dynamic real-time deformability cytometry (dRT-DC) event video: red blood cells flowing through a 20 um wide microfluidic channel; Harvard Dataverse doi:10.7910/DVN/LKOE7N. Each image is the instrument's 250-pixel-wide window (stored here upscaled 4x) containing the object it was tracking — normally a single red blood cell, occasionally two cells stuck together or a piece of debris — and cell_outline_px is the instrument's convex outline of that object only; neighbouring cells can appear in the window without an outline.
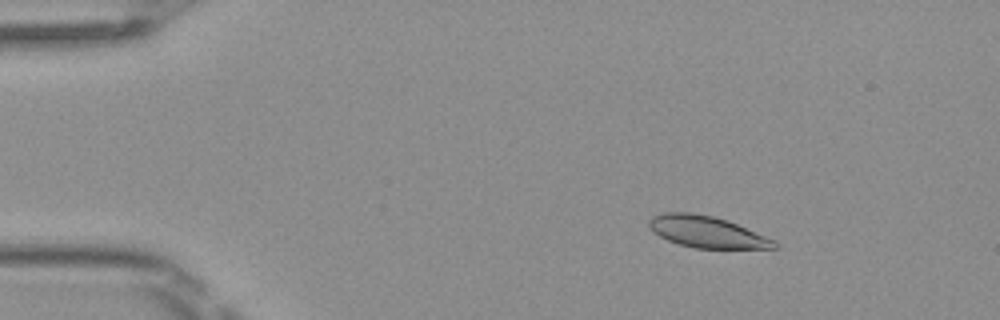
{"species": "Egyptian fruit bat (a non-hibernating species)", "species_latin": "Rousettus aegyptiacus", "temperature_condition": "room temperature", "stored_images_in_passage": 4, "camera_frame_rate_fps": 3000, "um_per_image_px": 0.085, "frame": {"image": 1, "passage_image": 2, "time_ms": 0.333, "image_size_px": [1000, 320], "cell_outline_px": [[780, 244], [776, 248], [696, 248], [680, 244], [668, 240], [652, 232], [648, 224], [648, 220], [652, 216], [664, 212], [692, 212], [712, 216], [728, 220], [776, 240]], "centroid_in_image_um": [60.09, 19.7], "position_along_channel_um": 24.9, "area_um2": 23.12}}